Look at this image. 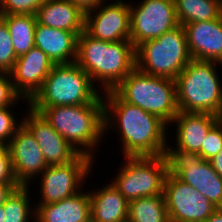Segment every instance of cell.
<instances>
[{
	"mask_svg": "<svg viewBox=\"0 0 222 222\" xmlns=\"http://www.w3.org/2000/svg\"><path fill=\"white\" fill-rule=\"evenodd\" d=\"M183 27L192 59L222 64V14L217 19L188 23Z\"/></svg>",
	"mask_w": 222,
	"mask_h": 222,
	"instance_id": "17",
	"label": "cell"
},
{
	"mask_svg": "<svg viewBox=\"0 0 222 222\" xmlns=\"http://www.w3.org/2000/svg\"><path fill=\"white\" fill-rule=\"evenodd\" d=\"M129 3L130 41L137 48L179 26L174 0H141Z\"/></svg>",
	"mask_w": 222,
	"mask_h": 222,
	"instance_id": "11",
	"label": "cell"
},
{
	"mask_svg": "<svg viewBox=\"0 0 222 222\" xmlns=\"http://www.w3.org/2000/svg\"><path fill=\"white\" fill-rule=\"evenodd\" d=\"M101 92L76 62L55 64L28 106L46 108L92 104L102 96Z\"/></svg>",
	"mask_w": 222,
	"mask_h": 222,
	"instance_id": "5",
	"label": "cell"
},
{
	"mask_svg": "<svg viewBox=\"0 0 222 222\" xmlns=\"http://www.w3.org/2000/svg\"><path fill=\"white\" fill-rule=\"evenodd\" d=\"M0 183L19 184L14 176L9 150L2 145H0Z\"/></svg>",
	"mask_w": 222,
	"mask_h": 222,
	"instance_id": "32",
	"label": "cell"
},
{
	"mask_svg": "<svg viewBox=\"0 0 222 222\" xmlns=\"http://www.w3.org/2000/svg\"><path fill=\"white\" fill-rule=\"evenodd\" d=\"M35 16L38 24L51 28L84 31L85 14L70 0H45Z\"/></svg>",
	"mask_w": 222,
	"mask_h": 222,
	"instance_id": "21",
	"label": "cell"
},
{
	"mask_svg": "<svg viewBox=\"0 0 222 222\" xmlns=\"http://www.w3.org/2000/svg\"><path fill=\"white\" fill-rule=\"evenodd\" d=\"M84 31L107 42L130 40L129 2L111 0L106 4L104 0L97 8L85 13Z\"/></svg>",
	"mask_w": 222,
	"mask_h": 222,
	"instance_id": "13",
	"label": "cell"
},
{
	"mask_svg": "<svg viewBox=\"0 0 222 222\" xmlns=\"http://www.w3.org/2000/svg\"><path fill=\"white\" fill-rule=\"evenodd\" d=\"M94 162L91 157L79 154L66 164L48 166L39 176L41 197L34 205L55 203L79 193L84 187L82 184L89 178Z\"/></svg>",
	"mask_w": 222,
	"mask_h": 222,
	"instance_id": "10",
	"label": "cell"
},
{
	"mask_svg": "<svg viewBox=\"0 0 222 222\" xmlns=\"http://www.w3.org/2000/svg\"><path fill=\"white\" fill-rule=\"evenodd\" d=\"M91 217L98 222H125L129 202L110 181L100 189L89 191Z\"/></svg>",
	"mask_w": 222,
	"mask_h": 222,
	"instance_id": "22",
	"label": "cell"
},
{
	"mask_svg": "<svg viewBox=\"0 0 222 222\" xmlns=\"http://www.w3.org/2000/svg\"><path fill=\"white\" fill-rule=\"evenodd\" d=\"M86 222H98V221H96L92 217H90Z\"/></svg>",
	"mask_w": 222,
	"mask_h": 222,
	"instance_id": "39",
	"label": "cell"
},
{
	"mask_svg": "<svg viewBox=\"0 0 222 222\" xmlns=\"http://www.w3.org/2000/svg\"><path fill=\"white\" fill-rule=\"evenodd\" d=\"M113 91L124 101L152 113L168 125L179 113L176 81L135 68Z\"/></svg>",
	"mask_w": 222,
	"mask_h": 222,
	"instance_id": "6",
	"label": "cell"
},
{
	"mask_svg": "<svg viewBox=\"0 0 222 222\" xmlns=\"http://www.w3.org/2000/svg\"><path fill=\"white\" fill-rule=\"evenodd\" d=\"M4 216H5L4 206L1 205L0 206V222H4Z\"/></svg>",
	"mask_w": 222,
	"mask_h": 222,
	"instance_id": "37",
	"label": "cell"
},
{
	"mask_svg": "<svg viewBox=\"0 0 222 222\" xmlns=\"http://www.w3.org/2000/svg\"><path fill=\"white\" fill-rule=\"evenodd\" d=\"M218 118V123L222 126V110L220 111V113L217 115Z\"/></svg>",
	"mask_w": 222,
	"mask_h": 222,
	"instance_id": "38",
	"label": "cell"
},
{
	"mask_svg": "<svg viewBox=\"0 0 222 222\" xmlns=\"http://www.w3.org/2000/svg\"><path fill=\"white\" fill-rule=\"evenodd\" d=\"M27 115L22 116V124L32 133L38 143L47 166L66 164L79 153L66 141L44 117L28 106Z\"/></svg>",
	"mask_w": 222,
	"mask_h": 222,
	"instance_id": "15",
	"label": "cell"
},
{
	"mask_svg": "<svg viewBox=\"0 0 222 222\" xmlns=\"http://www.w3.org/2000/svg\"><path fill=\"white\" fill-rule=\"evenodd\" d=\"M20 100L29 103L15 90L10 73L0 71V108L13 107Z\"/></svg>",
	"mask_w": 222,
	"mask_h": 222,
	"instance_id": "29",
	"label": "cell"
},
{
	"mask_svg": "<svg viewBox=\"0 0 222 222\" xmlns=\"http://www.w3.org/2000/svg\"><path fill=\"white\" fill-rule=\"evenodd\" d=\"M102 97L105 133L108 129H114L120 139L124 157L164 155L169 135L165 121L127 103L113 90L103 92Z\"/></svg>",
	"mask_w": 222,
	"mask_h": 222,
	"instance_id": "1",
	"label": "cell"
},
{
	"mask_svg": "<svg viewBox=\"0 0 222 222\" xmlns=\"http://www.w3.org/2000/svg\"><path fill=\"white\" fill-rule=\"evenodd\" d=\"M76 63L103 93L113 90L136 68V48L130 40L107 42L83 31L78 36Z\"/></svg>",
	"mask_w": 222,
	"mask_h": 222,
	"instance_id": "2",
	"label": "cell"
},
{
	"mask_svg": "<svg viewBox=\"0 0 222 222\" xmlns=\"http://www.w3.org/2000/svg\"><path fill=\"white\" fill-rule=\"evenodd\" d=\"M36 206L35 222H86L91 217L89 191L47 205Z\"/></svg>",
	"mask_w": 222,
	"mask_h": 222,
	"instance_id": "20",
	"label": "cell"
},
{
	"mask_svg": "<svg viewBox=\"0 0 222 222\" xmlns=\"http://www.w3.org/2000/svg\"><path fill=\"white\" fill-rule=\"evenodd\" d=\"M179 25L217 19L222 14V0H174Z\"/></svg>",
	"mask_w": 222,
	"mask_h": 222,
	"instance_id": "24",
	"label": "cell"
},
{
	"mask_svg": "<svg viewBox=\"0 0 222 222\" xmlns=\"http://www.w3.org/2000/svg\"><path fill=\"white\" fill-rule=\"evenodd\" d=\"M68 141L79 154L94 158L105 135L104 101L92 104L31 108ZM97 148V150H95Z\"/></svg>",
	"mask_w": 222,
	"mask_h": 222,
	"instance_id": "3",
	"label": "cell"
},
{
	"mask_svg": "<svg viewBox=\"0 0 222 222\" xmlns=\"http://www.w3.org/2000/svg\"><path fill=\"white\" fill-rule=\"evenodd\" d=\"M12 107L0 108V145L7 147L17 129L22 125V118L11 110ZM19 122V123H18Z\"/></svg>",
	"mask_w": 222,
	"mask_h": 222,
	"instance_id": "28",
	"label": "cell"
},
{
	"mask_svg": "<svg viewBox=\"0 0 222 222\" xmlns=\"http://www.w3.org/2000/svg\"><path fill=\"white\" fill-rule=\"evenodd\" d=\"M208 161L217 174L222 178V150Z\"/></svg>",
	"mask_w": 222,
	"mask_h": 222,
	"instance_id": "35",
	"label": "cell"
},
{
	"mask_svg": "<svg viewBox=\"0 0 222 222\" xmlns=\"http://www.w3.org/2000/svg\"><path fill=\"white\" fill-rule=\"evenodd\" d=\"M20 186L19 184H6L0 183V206L4 204L8 196L12 193V191Z\"/></svg>",
	"mask_w": 222,
	"mask_h": 222,
	"instance_id": "34",
	"label": "cell"
},
{
	"mask_svg": "<svg viewBox=\"0 0 222 222\" xmlns=\"http://www.w3.org/2000/svg\"><path fill=\"white\" fill-rule=\"evenodd\" d=\"M128 221L170 222L164 196H147L130 201Z\"/></svg>",
	"mask_w": 222,
	"mask_h": 222,
	"instance_id": "25",
	"label": "cell"
},
{
	"mask_svg": "<svg viewBox=\"0 0 222 222\" xmlns=\"http://www.w3.org/2000/svg\"><path fill=\"white\" fill-rule=\"evenodd\" d=\"M70 1H72L85 14L97 8L104 0H70Z\"/></svg>",
	"mask_w": 222,
	"mask_h": 222,
	"instance_id": "33",
	"label": "cell"
},
{
	"mask_svg": "<svg viewBox=\"0 0 222 222\" xmlns=\"http://www.w3.org/2000/svg\"><path fill=\"white\" fill-rule=\"evenodd\" d=\"M191 60L182 25L136 48V68L157 77L175 80Z\"/></svg>",
	"mask_w": 222,
	"mask_h": 222,
	"instance_id": "7",
	"label": "cell"
},
{
	"mask_svg": "<svg viewBox=\"0 0 222 222\" xmlns=\"http://www.w3.org/2000/svg\"><path fill=\"white\" fill-rule=\"evenodd\" d=\"M218 123L216 115L210 113H195L179 111L169 123L175 124V143L186 151L199 153L208 132Z\"/></svg>",
	"mask_w": 222,
	"mask_h": 222,
	"instance_id": "18",
	"label": "cell"
},
{
	"mask_svg": "<svg viewBox=\"0 0 222 222\" xmlns=\"http://www.w3.org/2000/svg\"><path fill=\"white\" fill-rule=\"evenodd\" d=\"M54 65L41 49L31 48L17 57L13 69L9 72L15 90L22 98L30 100L41 88Z\"/></svg>",
	"mask_w": 222,
	"mask_h": 222,
	"instance_id": "16",
	"label": "cell"
},
{
	"mask_svg": "<svg viewBox=\"0 0 222 222\" xmlns=\"http://www.w3.org/2000/svg\"><path fill=\"white\" fill-rule=\"evenodd\" d=\"M168 143L164 152L168 174L197 189L213 205L222 208V178L210 162L199 153L168 147Z\"/></svg>",
	"mask_w": 222,
	"mask_h": 222,
	"instance_id": "9",
	"label": "cell"
},
{
	"mask_svg": "<svg viewBox=\"0 0 222 222\" xmlns=\"http://www.w3.org/2000/svg\"><path fill=\"white\" fill-rule=\"evenodd\" d=\"M29 188L30 186L20 185L8 196L3 204L4 222H35L36 207L30 202Z\"/></svg>",
	"mask_w": 222,
	"mask_h": 222,
	"instance_id": "26",
	"label": "cell"
},
{
	"mask_svg": "<svg viewBox=\"0 0 222 222\" xmlns=\"http://www.w3.org/2000/svg\"><path fill=\"white\" fill-rule=\"evenodd\" d=\"M16 59L9 30L5 20L0 16V71L10 72Z\"/></svg>",
	"mask_w": 222,
	"mask_h": 222,
	"instance_id": "27",
	"label": "cell"
},
{
	"mask_svg": "<svg viewBox=\"0 0 222 222\" xmlns=\"http://www.w3.org/2000/svg\"><path fill=\"white\" fill-rule=\"evenodd\" d=\"M222 150V126L217 123L209 132L202 144L199 154L209 160Z\"/></svg>",
	"mask_w": 222,
	"mask_h": 222,
	"instance_id": "31",
	"label": "cell"
},
{
	"mask_svg": "<svg viewBox=\"0 0 222 222\" xmlns=\"http://www.w3.org/2000/svg\"><path fill=\"white\" fill-rule=\"evenodd\" d=\"M5 20L17 57L35 47L36 16L32 14H0Z\"/></svg>",
	"mask_w": 222,
	"mask_h": 222,
	"instance_id": "23",
	"label": "cell"
},
{
	"mask_svg": "<svg viewBox=\"0 0 222 222\" xmlns=\"http://www.w3.org/2000/svg\"><path fill=\"white\" fill-rule=\"evenodd\" d=\"M82 32H70L36 23L35 47L41 49L54 64L76 62L78 36Z\"/></svg>",
	"mask_w": 222,
	"mask_h": 222,
	"instance_id": "19",
	"label": "cell"
},
{
	"mask_svg": "<svg viewBox=\"0 0 222 222\" xmlns=\"http://www.w3.org/2000/svg\"><path fill=\"white\" fill-rule=\"evenodd\" d=\"M45 0H0V14L35 15Z\"/></svg>",
	"mask_w": 222,
	"mask_h": 222,
	"instance_id": "30",
	"label": "cell"
},
{
	"mask_svg": "<svg viewBox=\"0 0 222 222\" xmlns=\"http://www.w3.org/2000/svg\"><path fill=\"white\" fill-rule=\"evenodd\" d=\"M19 185L30 186L48 167L32 133L22 124L7 146Z\"/></svg>",
	"mask_w": 222,
	"mask_h": 222,
	"instance_id": "14",
	"label": "cell"
},
{
	"mask_svg": "<svg viewBox=\"0 0 222 222\" xmlns=\"http://www.w3.org/2000/svg\"><path fill=\"white\" fill-rule=\"evenodd\" d=\"M163 196L170 222H204L218 209L197 189L169 174Z\"/></svg>",
	"mask_w": 222,
	"mask_h": 222,
	"instance_id": "12",
	"label": "cell"
},
{
	"mask_svg": "<svg viewBox=\"0 0 222 222\" xmlns=\"http://www.w3.org/2000/svg\"><path fill=\"white\" fill-rule=\"evenodd\" d=\"M204 222H222V208H218L207 220Z\"/></svg>",
	"mask_w": 222,
	"mask_h": 222,
	"instance_id": "36",
	"label": "cell"
},
{
	"mask_svg": "<svg viewBox=\"0 0 222 222\" xmlns=\"http://www.w3.org/2000/svg\"><path fill=\"white\" fill-rule=\"evenodd\" d=\"M221 63L192 59L176 81L179 111L218 115L222 110ZM218 67V68H217ZM218 69V70H216Z\"/></svg>",
	"mask_w": 222,
	"mask_h": 222,
	"instance_id": "4",
	"label": "cell"
},
{
	"mask_svg": "<svg viewBox=\"0 0 222 222\" xmlns=\"http://www.w3.org/2000/svg\"><path fill=\"white\" fill-rule=\"evenodd\" d=\"M123 164L111 182L128 201L141 197L163 195L168 174L164 155L124 157Z\"/></svg>",
	"mask_w": 222,
	"mask_h": 222,
	"instance_id": "8",
	"label": "cell"
}]
</instances>
